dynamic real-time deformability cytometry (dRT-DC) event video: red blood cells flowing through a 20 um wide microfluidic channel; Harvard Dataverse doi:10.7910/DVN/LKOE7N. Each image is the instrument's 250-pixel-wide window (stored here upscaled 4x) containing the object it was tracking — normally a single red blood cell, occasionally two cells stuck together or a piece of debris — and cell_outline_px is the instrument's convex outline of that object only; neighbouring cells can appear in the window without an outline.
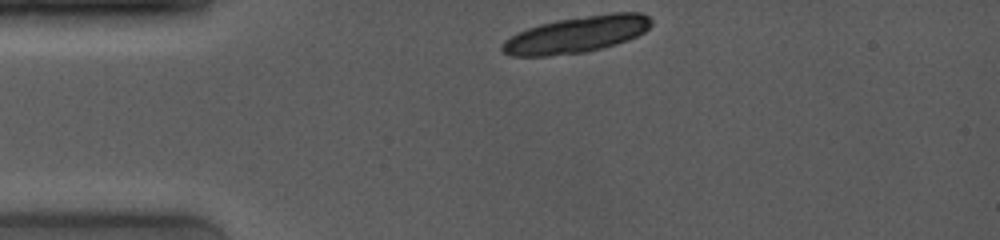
{"species": "common noctule bat (a hibernating species)", "species_latin": "Nyctalus noctula", "temperature_condition": "room temperature", "stored_images_in_passage": 5, "camera_frame_rate_fps": 4000, "um_per_image_px": 0.085, "animal": {"sex": "female", "body_mass_g": 19.0, "forearm_length_mm": 53.3}, "frame": {"image": 1, "passage_image": 1, "time_ms": 0.0, "image_size_px": [1000, 240], "cell_outline_px": [[652, 24], [644, 32], [628, 40], [600, 48], [584, 52], [548, 56], [512, 56], [504, 52], [500, 48], [500, 44], [504, 40], [516, 32], [540, 24], [556, 20], [612, 12], [640, 12], [648, 16], [652, 20]], "centroid_in_image_um": [48.99, 2.93], "position_along_channel_um": 36.0, "area_um2": 31.67}}